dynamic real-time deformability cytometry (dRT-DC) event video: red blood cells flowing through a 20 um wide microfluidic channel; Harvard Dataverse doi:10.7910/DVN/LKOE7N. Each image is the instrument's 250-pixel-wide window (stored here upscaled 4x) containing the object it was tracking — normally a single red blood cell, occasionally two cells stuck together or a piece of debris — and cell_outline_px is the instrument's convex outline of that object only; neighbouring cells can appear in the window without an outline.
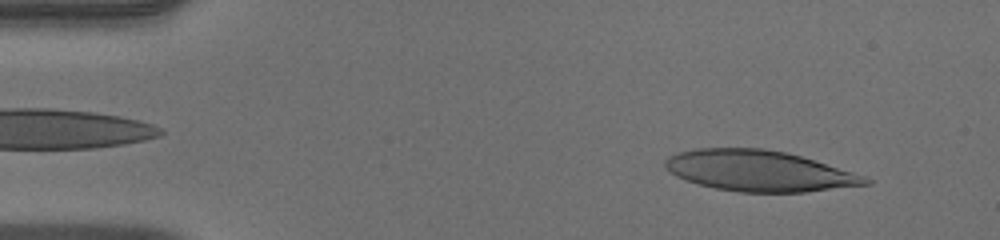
{"species": "human", "species_latin": "Homo sapiens", "temperature_condition": "warm", "stored_images_in_passage": 49, "camera_frame_rate_fps": 3000, "um_per_image_px": 0.085, "donor": {"sex": "male"}, "frame": {"image": 1, "passage_image": 4, "time_ms": 1.0, "image_size_px": [1000, 240], "cell_outline_px": [[872, 184], [804, 192], [736, 192], [716, 188], [700, 184], [676, 176], [664, 164], [664, 160], [668, 156], [680, 152], [696, 148], [764, 148], [788, 152], [852, 172], [864, 176], [872, 180]], "centroid_in_image_um": [64.53, 14.52], "position_along_channel_um": 20.5, "area_um2": 47.34}}
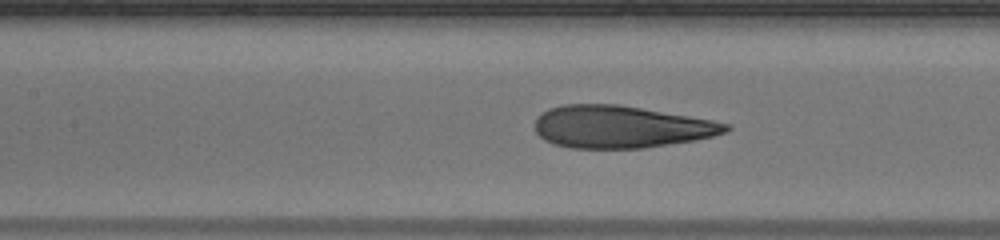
{"frame": {"image": 2, "passage_image": 21, "time_ms": 6.667, "image_size_px": [1000, 240], "cell_outline_px": [[732, 128], [728, 132], [696, 140], [644, 148], [572, 148], [552, 144], [544, 140], [536, 132], [536, 116], [548, 108], [564, 104], [620, 104], [712, 120], [732, 124]], "centroid_in_image_um": [52.78, 10.78], "position_along_channel_um": 154.6, "area_um2": 47.34}}
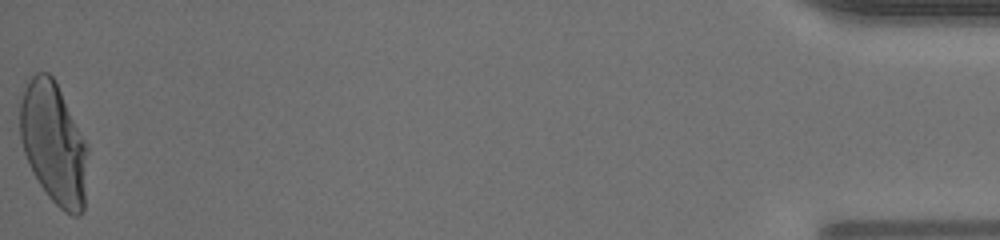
{"frame": {"image": 3, "passage_image": 49, "time_ms": 16.0, "image_size_px": [1000, 240], "cell_outline_px": [[88, 152], [84, 208], [80, 216], [72, 216], [64, 212], [48, 196], [40, 184], [24, 152], [20, 140], [20, 104], [24, 88], [32, 76], [36, 72], [48, 72], [52, 76], [88, 144]], "centroid_in_image_um": [4.58, 12.2], "position_along_channel_um": 430.6, "area_um2": 47.74}, "authors_computed_cell_mechanics": {"area_um2": 47.3382, "velocity_mm_per_s": 4.0176, "shape_relaxation_time_tau1_ms": 8.2255, "shape_relaxation_time_tau2_ms": 0.7676, "deformation_change_tau1": 0.348, "deformation_change_tau2": 0.086}}